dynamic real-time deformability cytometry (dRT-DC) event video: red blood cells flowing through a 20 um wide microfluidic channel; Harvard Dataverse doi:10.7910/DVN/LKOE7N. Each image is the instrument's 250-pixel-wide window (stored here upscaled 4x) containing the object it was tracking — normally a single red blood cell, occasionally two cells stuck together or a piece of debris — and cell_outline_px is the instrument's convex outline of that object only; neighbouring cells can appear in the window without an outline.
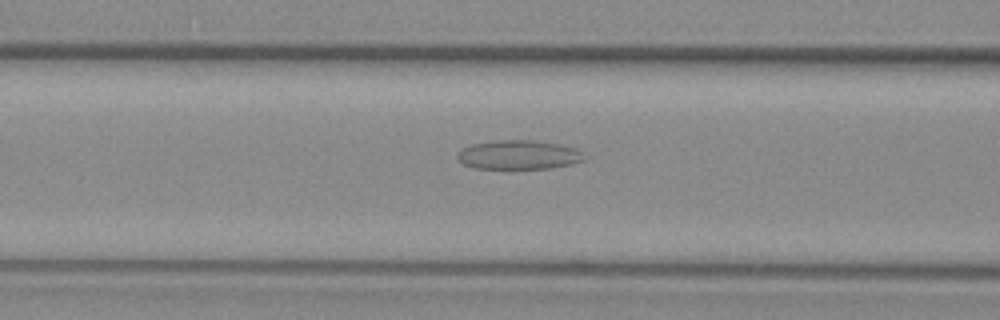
{"species": "common noctule bat (a hibernating species)", "species_latin": "Nyctalus noctula", "temperature_condition": "warm", "stored_images_in_passage": 35, "camera_frame_rate_fps": 3000, "um_per_image_px": 0.085, "animal": {"sex": "female", "body_mass_g": 29.2, "forearm_length_mm": 56.3}, "frame": {"image": 1, "passage_image": 9, "time_ms": 2.667, "image_size_px": [1000, 320], "cell_outline_px": [[584, 160], [568, 164], [548, 168], [472, 168], [464, 164], [456, 156], [456, 152], [460, 148], [472, 144], [496, 140], [536, 140], [560, 144], [576, 148], [584, 152]], "centroid_in_image_um": [44.06, 13.14], "position_along_channel_um": 122.5, "area_um2": 21.56}}
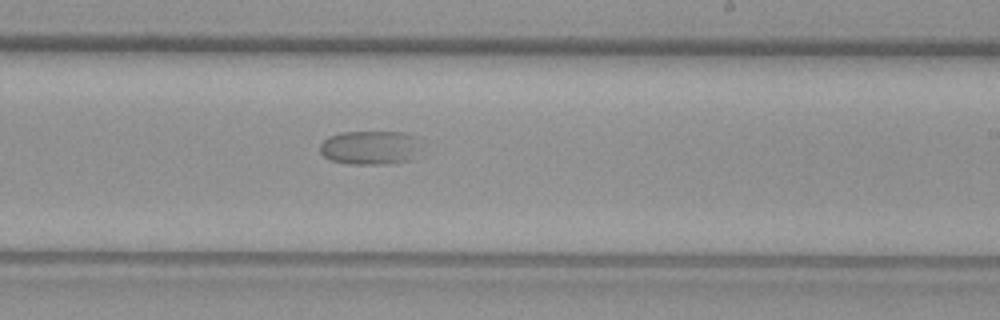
{"frame": {"image": 2, "passage_image": 20, "time_ms": 6.333, "image_size_px": [1000, 320], "cell_outline_px": [[416, 148], [412, 160], [388, 164], [348, 164], [328, 160], [320, 152], [320, 144], [328, 136], [340, 132], [404, 132], [416, 136]], "centroid_in_image_um": [31.38, 12.55], "position_along_channel_um": 257.6, "area_um2": 20.0}}
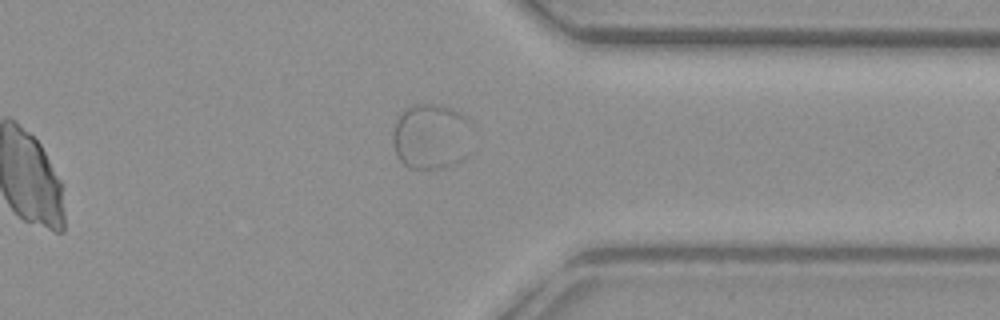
{"frame": {"image": 3, "passage_image": 30, "time_ms": 9.667, "image_size_px": [1000, 320], "cell_outline_px": [[472, 124], [468, 156], [464, 160], [456, 164], [440, 168], [408, 168], [396, 156], [392, 140], [392, 128], [396, 116], [404, 108], [412, 104], [440, 104], [452, 108], [468, 116]], "centroid_in_image_um": [36.65, 11.57], "position_along_channel_um": 374.7, "area_um2": 31.56}}